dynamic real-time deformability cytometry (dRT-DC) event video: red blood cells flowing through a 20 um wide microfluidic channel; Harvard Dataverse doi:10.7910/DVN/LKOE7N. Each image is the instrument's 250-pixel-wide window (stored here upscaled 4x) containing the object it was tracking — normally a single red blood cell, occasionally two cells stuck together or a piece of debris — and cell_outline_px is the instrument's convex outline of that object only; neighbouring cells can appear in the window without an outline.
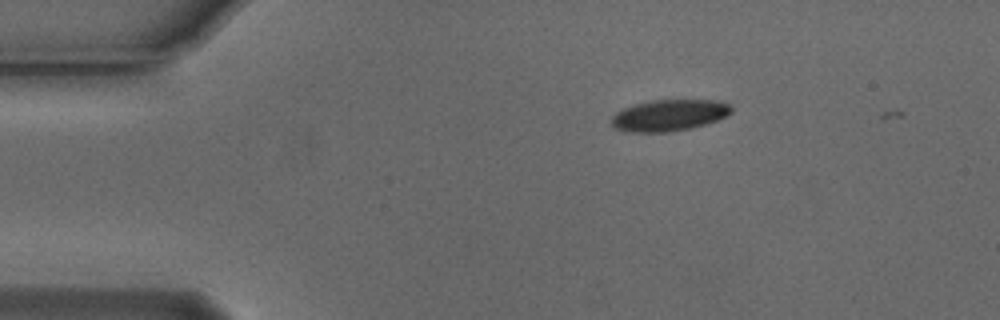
{"species": "Egyptian fruit bat (a non-hibernating species)", "species_latin": "Rousettus aegyptiacus", "temperature_condition": "cold", "stored_images_in_passage": 2, "camera_frame_rate_fps": 3000, "um_per_image_px": 0.085, "animal": {"sex": "male"}, "frame": {"image": 1, "passage_image": 1, "time_ms": 0.0, "image_size_px": [1000, 320], "cell_outline_px": [[732, 112], [716, 120], [692, 128], [668, 132], [628, 132], [612, 128], [612, 116], [616, 112], [632, 104], [652, 100], [712, 100], [728, 104], [732, 108]], "centroid_in_image_um": [56.81, 9.8], "position_along_channel_um": 28.2, "area_um2": 21.91}}